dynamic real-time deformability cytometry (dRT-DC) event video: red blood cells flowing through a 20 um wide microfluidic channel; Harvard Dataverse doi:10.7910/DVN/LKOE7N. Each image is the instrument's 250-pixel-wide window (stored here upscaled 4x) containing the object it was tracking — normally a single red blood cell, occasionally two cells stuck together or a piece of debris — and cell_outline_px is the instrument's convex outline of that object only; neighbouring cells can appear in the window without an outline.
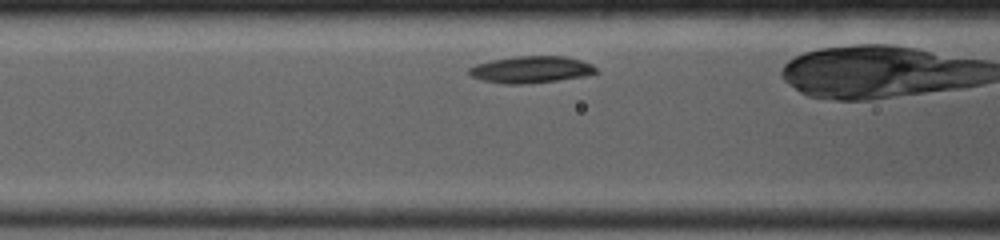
{"species": "common noctule bat (a hibernating species)", "species_latin": "Nyctalus noctula", "temperature_condition": "room temperature", "stored_images_in_passage": 30, "camera_frame_rate_fps": 4000, "um_per_image_px": 0.085, "animal": {"sex": "female", "body_mass_g": 19.0, "forearm_length_mm": 53.3}, "frame": {"image": 1, "passage_image": 6, "time_ms": 1.5, "image_size_px": [1000, 240], "cell_outline_px": [[600, 72], [584, 76], [556, 80], [520, 84], [504, 84], [480, 80], [472, 76], [468, 72], [468, 68], [476, 64], [492, 60], [516, 56], [564, 56], [580, 60], [592, 64]], "centroid_in_image_um": [45.13, 5.91], "position_along_channel_um": 121.5, "area_um2": 19.77}}
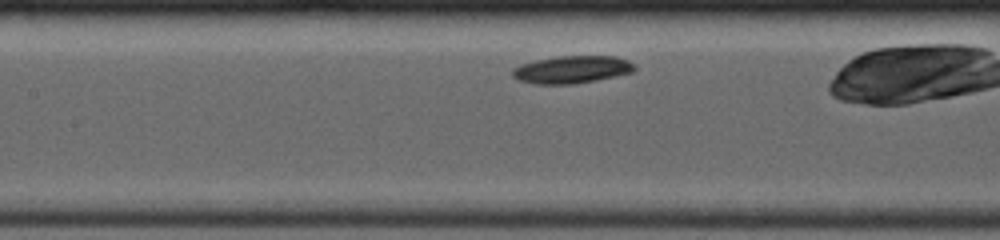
{"frame": {"image": 2, "passage_image": 10, "time_ms": 2.5, "image_size_px": [1000, 240], "cell_outline_px": [[636, 68], [632, 72], [596, 80], [572, 84], [536, 84], [520, 80], [512, 76], [512, 68], [520, 64], [536, 60], [556, 56], [616, 56], [628, 60]], "centroid_in_image_um": [48.58, 5.9], "position_along_channel_um": 158.8, "area_um2": 19.48}}
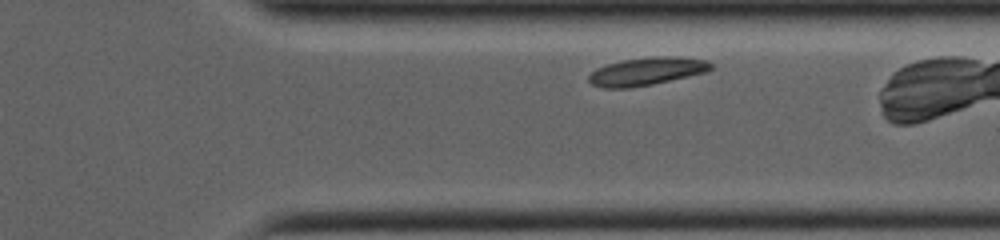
{"frame": {"image": 3, "passage_image": 26, "time_ms": 7.75, "image_size_px": [1000, 240], "cell_outline_px": [[712, 68], [708, 72], [652, 84], [628, 88], [604, 88], [592, 84], [588, 80], [588, 76], [596, 68], [608, 64], [624, 60], [656, 56], [680, 56], [708, 60], [712, 64]], "centroid_in_image_um": [55.01, 6.06], "position_along_channel_um": 356.4, "area_um2": 19.88}, "authors_computed_cell_mechanics": {"area_um2": 19.363, "velocity_mm_per_s": 3.7424, "shape_relaxation_time_tau1_ms": 0.7713, "shape_relaxation_time_tau2_ms": null, "deformation_change_tau1": 0.0439, "deformation_change_tau2": null}}